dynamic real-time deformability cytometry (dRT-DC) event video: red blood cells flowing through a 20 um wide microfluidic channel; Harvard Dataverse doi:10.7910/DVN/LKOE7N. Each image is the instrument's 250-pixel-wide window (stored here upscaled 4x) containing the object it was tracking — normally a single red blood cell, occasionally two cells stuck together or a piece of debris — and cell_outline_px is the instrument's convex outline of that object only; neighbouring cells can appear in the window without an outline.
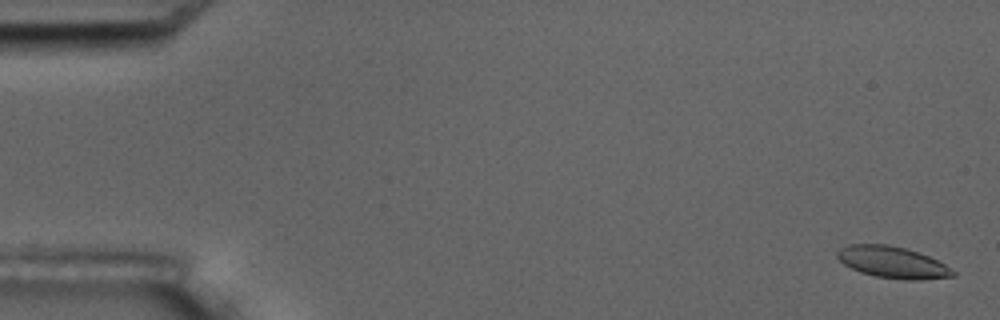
{"species": "common noctule bat (a hibernating species)", "species_latin": "Nyctalus noctula", "temperature_condition": "room temperature", "stored_images_in_passage": 5, "segment_of_instrument_passage": [1, 2], "camera_frame_rate_fps": 3000, "um_per_image_px": 0.085, "animal": {"sex": "male", "body_mass_g": 17.5, "forearm_length_mm": 52.3}, "frame": {"image": 1, "passage_image": 1, "time_ms": 0.0, "image_size_px": [1000, 320], "cell_outline_px": [[956, 276], [920, 280], [904, 280], [876, 276], [860, 272], [844, 264], [836, 256], [836, 252], [840, 248], [848, 244], [888, 244], [904, 248], [928, 256], [952, 268], [956, 272]], "centroid_in_image_um": [75.87, 22.3], "position_along_channel_um": 9.1, "area_um2": 21.27}}
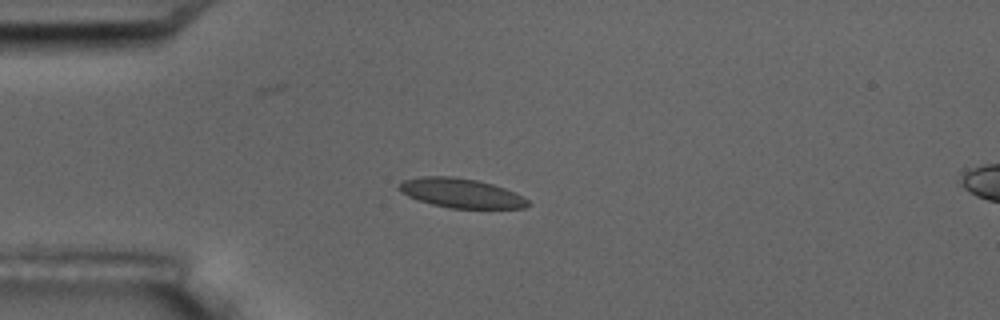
{"frame": {"image": 2, "passage_image": 4, "time_ms": 4.333, "image_size_px": [1000, 320], "cell_outline_px": [[532, 204], [524, 208], [448, 208], [432, 204], [408, 196], [400, 192], [396, 188], [404, 180], [420, 176], [452, 176], [476, 180], [492, 184], [504, 188], [528, 200]], "centroid_in_image_um": [39.15, 16.41], "position_along_channel_um": 45.8, "area_um2": 21.91}}